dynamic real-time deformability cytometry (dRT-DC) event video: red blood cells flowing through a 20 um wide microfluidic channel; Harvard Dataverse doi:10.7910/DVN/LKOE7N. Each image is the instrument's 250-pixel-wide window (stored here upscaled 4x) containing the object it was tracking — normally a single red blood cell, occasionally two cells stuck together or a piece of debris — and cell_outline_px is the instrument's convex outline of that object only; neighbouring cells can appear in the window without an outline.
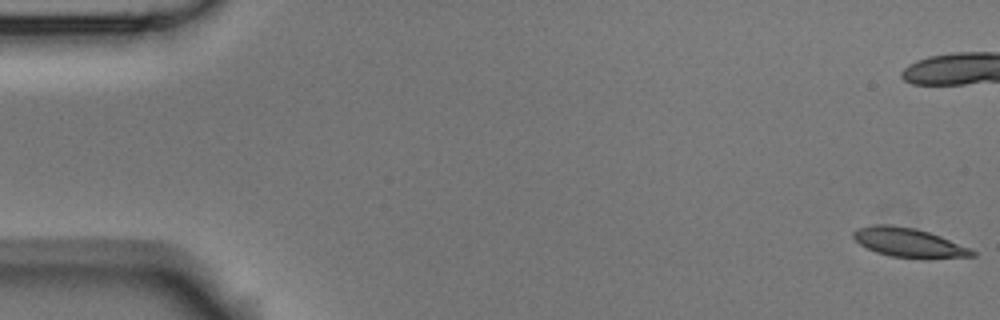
{"species": "Egyptian fruit bat (a non-hibernating species)", "species_latin": "Rousettus aegyptiacus", "temperature_condition": "room temperature", "stored_images_in_passage": 58, "camera_frame_rate_fps": 3000, "um_per_image_px": 0.085, "animal": {"sex": "male"}, "frame": {"image": 1, "passage_image": 1, "time_ms": 0.0, "image_size_px": [1000, 320], "cell_outline_px": [[976, 256], [928, 260], [924, 260], [892, 256], [876, 252], [860, 244], [852, 236], [852, 232], [856, 228], [872, 224], [892, 224], [916, 228], [940, 236], [968, 248], [976, 252]], "centroid_in_image_um": [77.24, 20.63], "position_along_channel_um": 7.8, "area_um2": 20.58}, "authors_computed_cell_mechanics": {"area_um2": 20.7502, "velocity_mm_per_s": 3.5547, "shape_relaxation_time_tau1_ms": 3.7297, "shape_relaxation_time_tau2_ms": 2.4326, "deformation_change_tau1": 0.1385, "deformation_change_tau2": 0.0959}}